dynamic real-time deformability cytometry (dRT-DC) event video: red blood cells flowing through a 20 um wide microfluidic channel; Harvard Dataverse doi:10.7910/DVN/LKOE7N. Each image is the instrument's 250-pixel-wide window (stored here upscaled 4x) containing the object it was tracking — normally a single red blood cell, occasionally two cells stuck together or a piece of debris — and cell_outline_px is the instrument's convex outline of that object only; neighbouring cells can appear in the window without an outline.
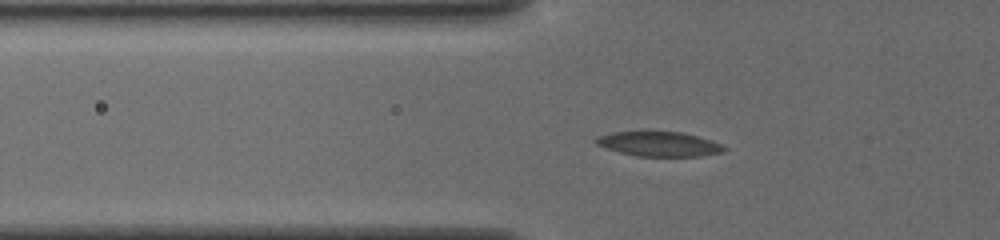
{"species": "common noctule bat (a hibernating species)", "species_latin": "Nyctalus noctula", "temperature_condition": "cold", "stored_images_in_passage": 56, "camera_frame_rate_fps": 3000, "um_per_image_px": 0.085, "animal": {"sex": "female", "body_mass_g": 19.5, "forearm_length_mm": 54.1}, "frame": {"image": 1, "passage_image": 20, "time_ms": 6.333, "image_size_px": [1000, 240], "cell_outline_px": [[728, 148], [724, 152], [700, 156], [636, 156], [620, 152], [596, 144], [592, 140], [596, 136], [612, 132], [680, 132], [696, 136], [720, 144]], "centroid_in_image_um": [55.99, 12.24], "position_along_channel_um": 69.8, "area_um2": 18.21}}
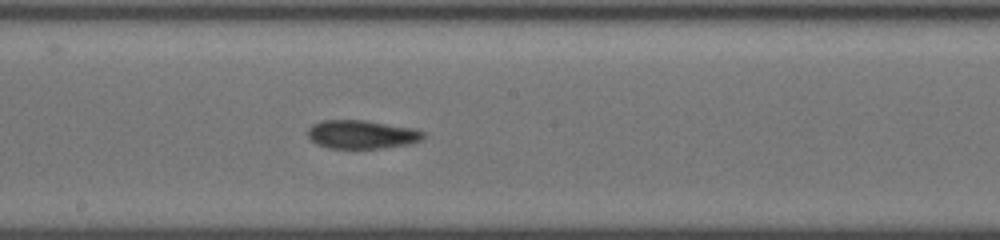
{"frame": {"image": 2, "passage_image": 32, "time_ms": 10.333, "image_size_px": [1000, 240], "cell_outline_px": [[424, 136], [420, 140], [412, 144], [380, 148], [328, 148], [316, 144], [308, 136], [308, 128], [312, 124], [320, 120], [364, 120], [416, 128], [424, 132]], "centroid_in_image_um": [30.75, 11.42], "position_along_channel_um": 217.4, "area_um2": 19.36}}
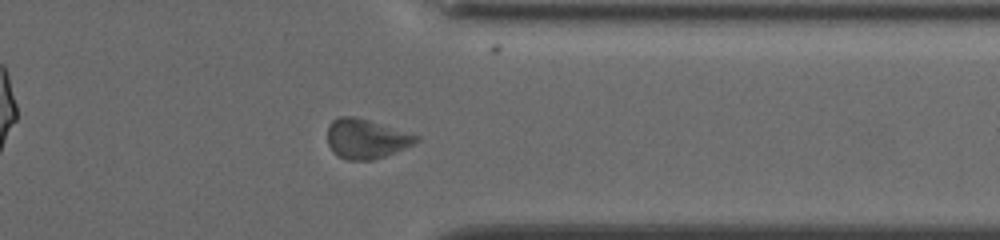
{"frame": {"image": 3, "passage_image": 45, "time_ms": 14.667, "image_size_px": [1000, 240], "cell_outline_px": [[420, 140], [404, 148], [384, 156], [372, 160], [344, 160], [336, 156], [332, 152], [328, 144], [328, 124], [332, 120], [340, 116], [352, 116], [420, 136]], "centroid_in_image_um": [31.06, 11.82], "position_along_channel_um": 380.3, "area_um2": 20.23}, "authors_computed_cell_mechanics": {"area_um2": 19.2474, "velocity_mm_per_s": 3.7888, "shape_relaxation_time_tau1_ms": 2.4886, "shape_relaxation_time_tau2_ms": 3.0829, "deformation_change_tau1": 0.0725, "deformation_change_tau2": 0.0873}}